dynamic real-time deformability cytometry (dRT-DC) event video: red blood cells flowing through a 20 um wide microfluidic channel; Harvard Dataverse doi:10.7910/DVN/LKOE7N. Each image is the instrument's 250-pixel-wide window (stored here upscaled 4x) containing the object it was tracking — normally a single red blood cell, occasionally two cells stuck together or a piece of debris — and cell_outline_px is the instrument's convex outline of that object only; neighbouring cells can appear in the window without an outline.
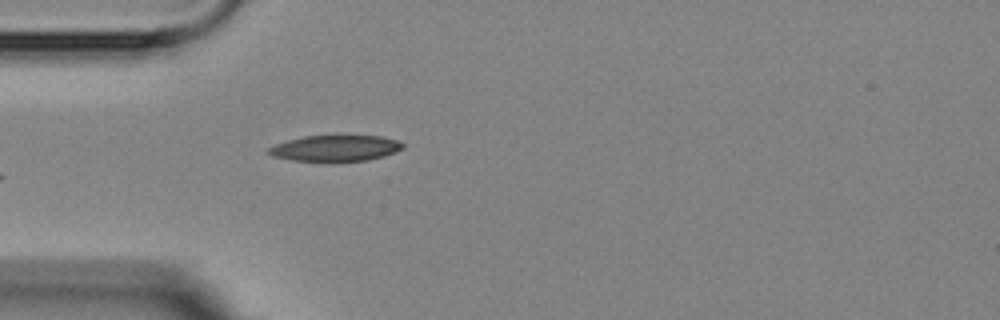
{"species": "Egyptian fruit bat (a non-hibernating species)", "species_latin": "Rousettus aegyptiacus", "temperature_condition": "room temperature", "stored_images_in_passage": 5, "camera_frame_rate_fps": 3000, "um_per_image_px": 0.085, "animal": {"sex": "female"}, "frame": {"image": 1, "passage_image": 5, "time_ms": 4.333, "image_size_px": [1000, 320], "cell_outline_px": [[404, 148], [396, 152], [384, 156], [368, 160], [332, 164], [292, 160], [272, 156], [264, 152], [268, 148], [276, 144], [288, 140], [304, 136], [380, 136], [396, 140], [404, 144]], "centroid_in_image_um": [28.48, 12.64], "position_along_channel_um": 56.5, "area_um2": 21.1}}